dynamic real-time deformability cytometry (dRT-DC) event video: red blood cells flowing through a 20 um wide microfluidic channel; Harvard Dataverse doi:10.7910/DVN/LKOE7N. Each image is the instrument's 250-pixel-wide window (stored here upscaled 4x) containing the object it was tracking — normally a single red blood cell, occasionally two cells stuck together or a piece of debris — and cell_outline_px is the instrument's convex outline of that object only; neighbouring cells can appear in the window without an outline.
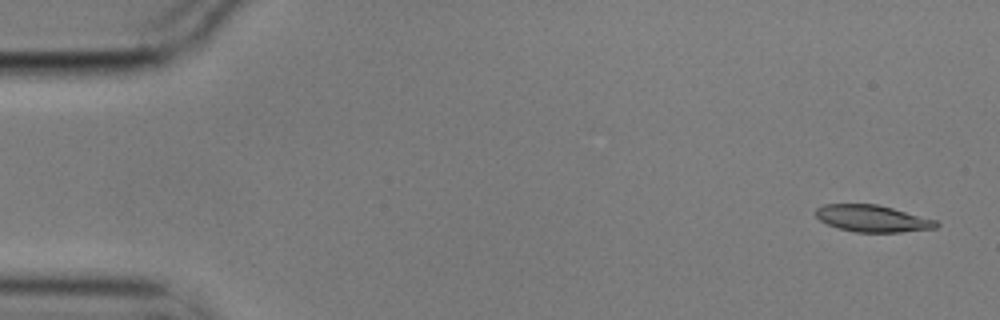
{"species": "common noctule bat (a hibernating species)", "species_latin": "Nyctalus noctula", "temperature_condition": "cold", "stored_images_in_passage": 5, "segment_of_instrument_passage": [1, 2], "camera_frame_rate_fps": 3000, "um_per_image_px": 0.085, "animal": {"sex": "male", "body_mass_g": 17.9}, "frame": {"image": 1, "passage_image": 1, "time_ms": 0.0, "image_size_px": [1000, 320], "cell_outline_px": [[940, 224], [936, 228], [900, 232], [856, 232], [840, 228], [828, 224], [820, 220], [816, 216], [816, 208], [824, 204], [876, 204], [892, 208], [936, 220]], "centroid_in_image_um": [74.16, 18.57], "position_along_channel_um": 10.8, "area_um2": 18.61}}
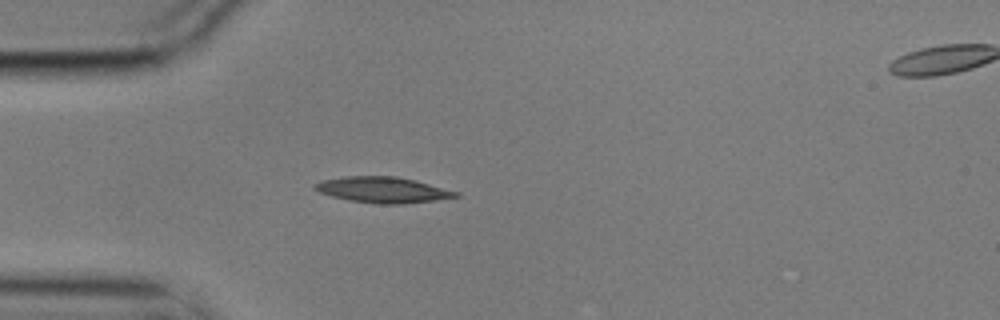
{"frame": {"image": 2, "passage_image": 4, "time_ms": 1.0, "image_size_px": [1000, 320], "cell_outline_px": [[460, 196], [436, 200], [400, 204], [376, 204], [348, 200], [332, 196], [320, 192], [312, 188], [312, 184], [320, 180], [344, 176], [396, 176], [460, 192]], "centroid_in_image_um": [32.48, 16.14], "position_along_channel_um": 52.5, "area_um2": 21.21}}